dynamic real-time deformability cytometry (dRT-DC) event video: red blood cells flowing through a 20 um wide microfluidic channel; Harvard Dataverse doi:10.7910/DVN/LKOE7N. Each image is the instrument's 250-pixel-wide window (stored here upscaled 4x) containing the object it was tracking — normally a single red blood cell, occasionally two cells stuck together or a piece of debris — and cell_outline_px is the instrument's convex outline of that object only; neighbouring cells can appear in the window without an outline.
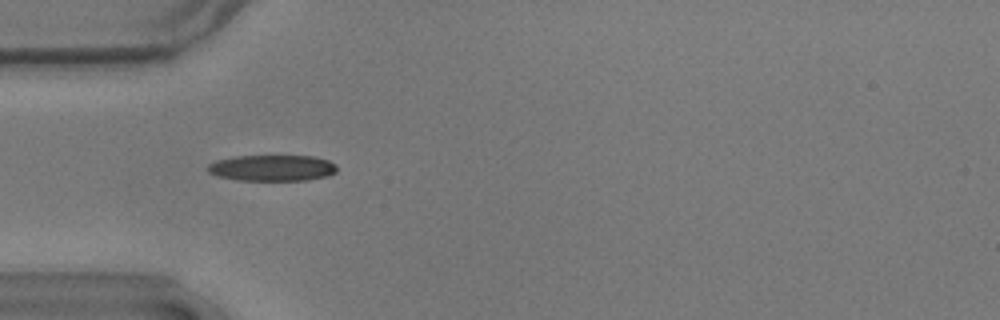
{"species": "common noctule bat (a hibernating species)", "species_latin": "Nyctalus noctula", "temperature_condition": "warm", "stored_images_in_passage": 18, "camera_frame_rate_fps": 3000, "um_per_image_px": 0.085, "animal": {"sex": "male", "body_mass_g": 17.9}, "frame": {"image": 1, "passage_image": 2, "time_ms": 0.333, "image_size_px": [1000, 320], "cell_outline_px": [[336, 172], [328, 176], [308, 180], [236, 180], [220, 176], [208, 172], [208, 164], [216, 160], [236, 156], [312, 156], [328, 160], [336, 164]], "centroid_in_image_um": [23.16, 14.27], "position_along_channel_um": 61.8, "area_um2": 19.59}}
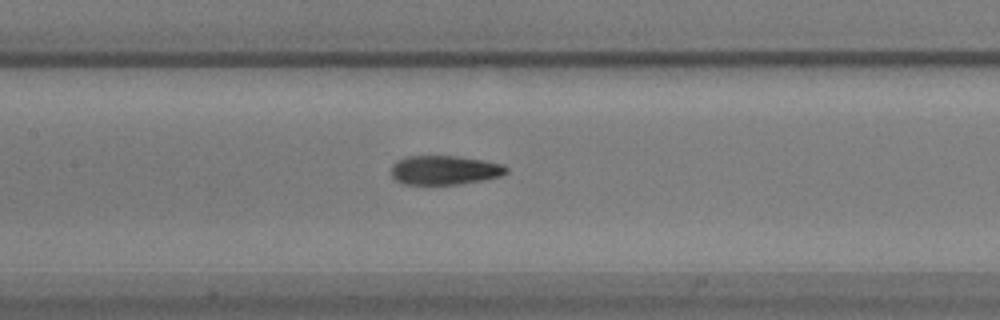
{"frame": {"image": 2, "passage_image": 11, "time_ms": 3.333, "image_size_px": [1000, 320], "cell_outline_px": [[508, 172], [500, 176], [484, 180], [456, 184], [404, 184], [396, 180], [392, 176], [392, 164], [408, 156], [460, 156], [484, 160], [504, 164], [508, 168]], "centroid_in_image_um": [37.83, 14.45], "position_along_channel_um": 169.6, "area_um2": 19.54}}
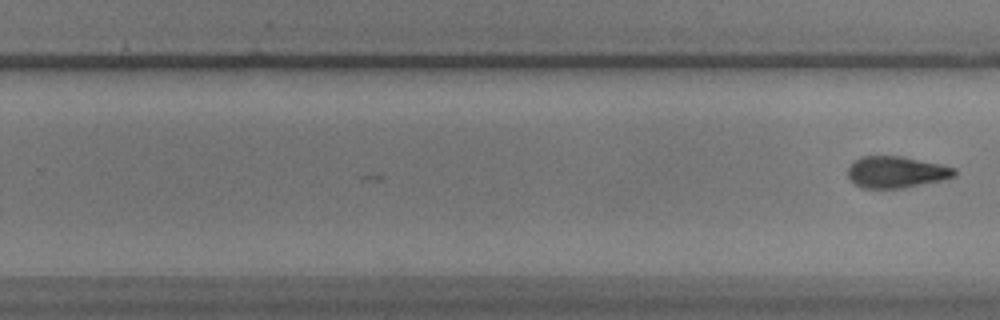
{"frame": {"image": 3, "passage_image": 18, "time_ms": 5.667, "image_size_px": [1000, 320], "cell_outline_px": [[956, 176], [944, 180], [904, 188], [864, 188], [856, 184], [848, 176], [848, 168], [860, 156], [900, 156], [940, 164], [956, 168]], "centroid_in_image_um": [76.22, 14.63], "position_along_channel_um": 253.6, "area_um2": 19.54}}